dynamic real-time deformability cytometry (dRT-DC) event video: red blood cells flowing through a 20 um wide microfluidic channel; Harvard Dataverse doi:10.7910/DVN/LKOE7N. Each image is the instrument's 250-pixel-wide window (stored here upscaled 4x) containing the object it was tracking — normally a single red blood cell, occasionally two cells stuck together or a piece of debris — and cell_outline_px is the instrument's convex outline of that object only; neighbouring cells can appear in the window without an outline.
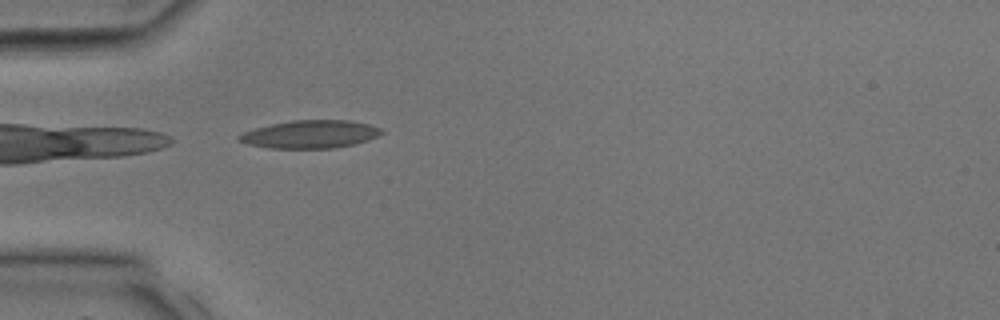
{"species": "common noctule bat (a hibernating species)", "species_latin": "Nyctalus noctula", "temperature_condition": "room temperature", "stored_images_in_passage": 3, "camera_frame_rate_fps": 3000, "um_per_image_px": 0.085, "animal": {"sex": "male", "body_mass_g": 17.9, "forearm_length_mm": 54.2}, "frame": {"image": 1, "passage_image": 3, "time_ms": 0.667, "image_size_px": [1000, 320], "cell_outline_px": [[384, 132], [368, 140], [356, 144], [332, 148], [268, 148], [248, 144], [236, 140], [236, 136], [244, 132], [256, 128], [272, 124], [292, 120], [348, 120], [368, 124], [380, 128]], "centroid_in_image_um": [26.35, 11.41], "position_along_channel_um": 58.7, "area_um2": 23.12}}